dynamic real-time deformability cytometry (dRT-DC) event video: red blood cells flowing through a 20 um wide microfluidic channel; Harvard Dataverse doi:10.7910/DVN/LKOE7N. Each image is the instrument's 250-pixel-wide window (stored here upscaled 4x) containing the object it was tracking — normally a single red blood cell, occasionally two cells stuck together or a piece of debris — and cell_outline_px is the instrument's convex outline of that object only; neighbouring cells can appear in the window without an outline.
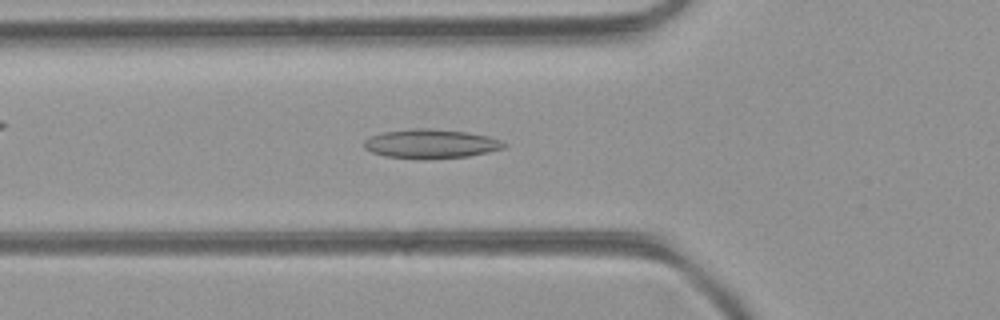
{"species": "common noctule bat (a hibernating species)", "species_latin": "Nyctalus noctula", "temperature_condition": "room temperature", "stored_images_in_passage": 44, "camera_frame_rate_fps": 3000, "um_per_image_px": 0.085, "animal": {"sex": "female", "body_mass_g": 21.9}, "frame": {"image": 1, "passage_image": 10, "time_ms": 3.0, "image_size_px": [1000, 320], "cell_outline_px": [[508, 144], [504, 148], [488, 152], [468, 156], [424, 160], [388, 156], [372, 152], [364, 148], [364, 140], [372, 136], [384, 132], [416, 128], [428, 128], [468, 132], [488, 136], [500, 140]], "centroid_in_image_um": [36.65, 12.23], "position_along_channel_um": 89.1, "area_um2": 23.76}}
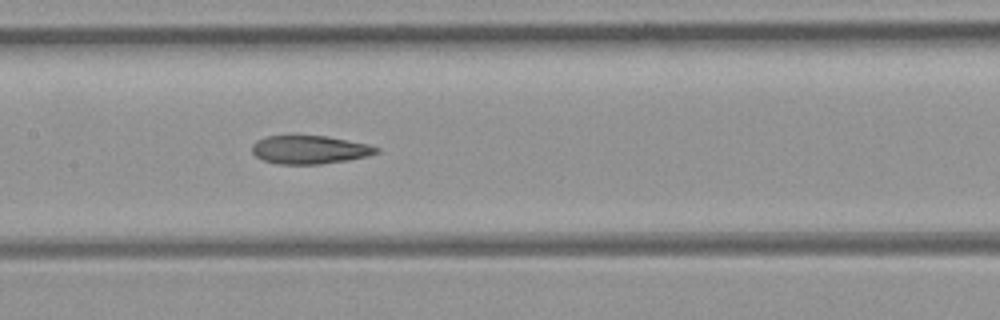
{"frame": {"image": 2, "passage_image": 17, "time_ms": 5.333, "image_size_px": [1000, 320], "cell_outline_px": [[380, 152], [368, 156], [348, 160], [320, 164], [276, 164], [264, 160], [256, 156], [252, 152], [252, 144], [256, 140], [264, 136], [292, 132], [328, 136], [368, 144], [380, 148]], "centroid_in_image_um": [26.27, 12.67], "position_along_channel_um": 181.1, "area_um2": 21.56}}
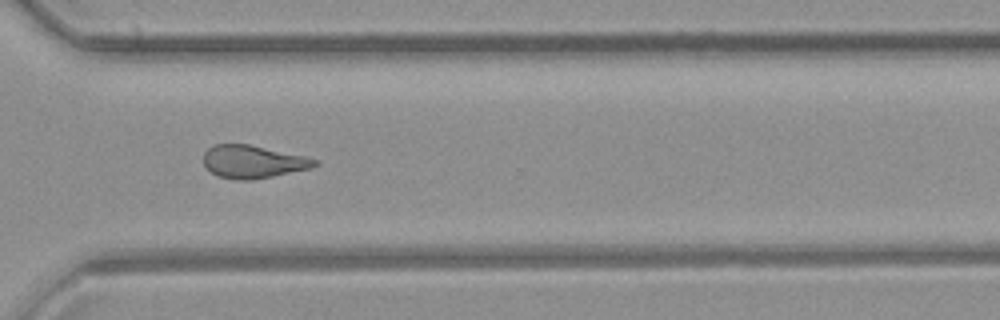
{"frame": {"image": 3, "passage_image": 30, "time_ms": 9.667, "image_size_px": [1000, 320], "cell_outline_px": [[320, 164], [312, 168], [252, 180], [236, 180], [216, 176], [204, 164], [204, 152], [212, 144], [248, 144], [304, 156], [320, 160]], "centroid_in_image_um": [21.51, 13.75], "position_along_channel_um": 349.1, "area_um2": 21.33}, "authors_computed_cell_mechanics": {"area_um2": 21.8195, "velocity_mm_per_s": 3.8878, "shape_relaxation_time_tau1_ms": null, "shape_relaxation_time_tau2_ms": 3.8743, "deformation_change_tau1": null, "deformation_change_tau2": 0.1291}}